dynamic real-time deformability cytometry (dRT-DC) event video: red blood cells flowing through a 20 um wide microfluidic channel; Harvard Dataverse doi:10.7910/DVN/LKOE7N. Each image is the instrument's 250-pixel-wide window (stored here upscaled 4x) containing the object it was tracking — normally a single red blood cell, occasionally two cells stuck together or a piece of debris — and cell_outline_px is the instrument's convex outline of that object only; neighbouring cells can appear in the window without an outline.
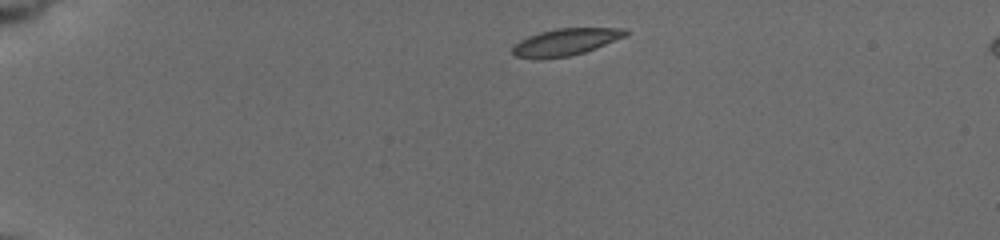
{"species": "common noctule bat (a hibernating species)", "species_latin": "Nyctalus noctula", "temperature_condition": "cold", "stored_images_in_passage": 3, "camera_frame_rate_fps": 3000, "um_per_image_px": 0.085, "animal": {"sex": "female", "body_mass_g": 19.5, "forearm_length_mm": 54.1}, "frame": {"image": 1, "passage_image": 1, "time_ms": 0.0, "image_size_px": [1000, 240], "cell_outline_px": [[628, 36], [596, 48], [584, 52], [568, 56], [512, 56], [512, 48], [520, 40], [528, 36], [540, 32], [556, 28], [628, 28]], "centroid_in_image_um": [48.18, 3.52], "position_along_channel_um": 36.8, "area_um2": 17.22}}